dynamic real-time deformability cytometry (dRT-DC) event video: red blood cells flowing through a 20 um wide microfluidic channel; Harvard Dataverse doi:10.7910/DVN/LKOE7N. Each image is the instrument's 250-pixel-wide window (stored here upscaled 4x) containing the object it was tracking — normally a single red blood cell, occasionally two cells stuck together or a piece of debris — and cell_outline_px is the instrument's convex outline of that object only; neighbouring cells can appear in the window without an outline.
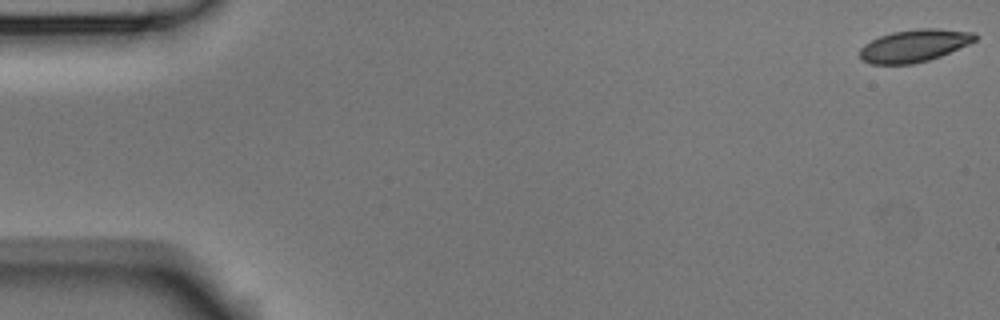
{"species": "Egyptian fruit bat (a non-hibernating species)", "species_latin": "Rousettus aegyptiacus", "temperature_condition": "room temperature", "stored_images_in_passage": 5, "camera_frame_rate_fps": 3000, "um_per_image_px": 0.085, "animal": {"sex": "male"}, "frame": {"image": 1, "passage_image": 1, "time_ms": 0.0, "image_size_px": [1000, 320], "cell_outline_px": [[976, 40], [968, 44], [940, 56], [928, 60], [912, 64], [872, 64], [860, 60], [860, 48], [864, 44], [880, 36], [892, 32], [920, 28], [936, 28], [976, 32]], "centroid_in_image_um": [77.7, 3.88], "position_along_channel_um": 7.3, "area_um2": 21.73}}